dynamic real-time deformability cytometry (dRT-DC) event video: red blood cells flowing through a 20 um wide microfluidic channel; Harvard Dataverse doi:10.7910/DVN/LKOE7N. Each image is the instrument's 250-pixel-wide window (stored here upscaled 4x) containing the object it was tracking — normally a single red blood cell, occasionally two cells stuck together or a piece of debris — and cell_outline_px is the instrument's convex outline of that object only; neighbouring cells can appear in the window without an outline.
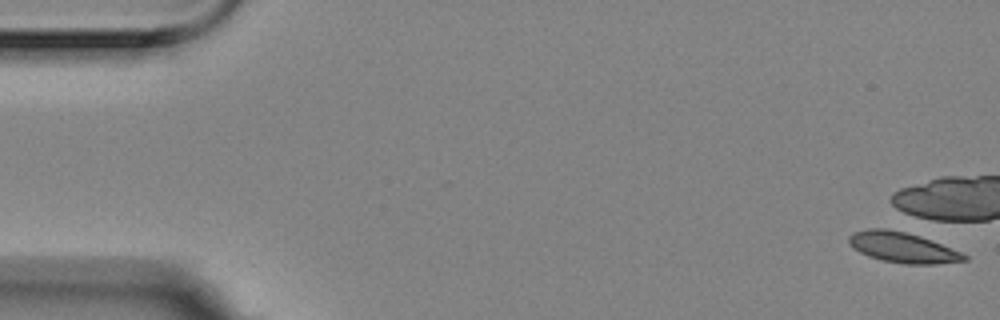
{"species": "Egyptian fruit bat (a non-hibernating species)", "species_latin": "Rousettus aegyptiacus", "temperature_condition": "room temperature", "stored_images_in_passage": 1, "camera_frame_rate_fps": 3000, "um_per_image_px": 0.085, "animal": {"sex": "female"}, "frame": {"image": 1, "passage_image": 1, "time_ms": 0.0, "image_size_px": [1000, 320], "cell_outline_px": [[968, 260], [936, 264], [904, 264], [884, 260], [868, 256], [852, 248], [848, 244], [848, 236], [852, 232], [868, 228], [888, 228], [920, 236], [932, 240], [960, 252], [968, 256]], "centroid_in_image_um": [76.68, 21.02], "position_along_channel_um": 8.3, "area_um2": 20.52}}